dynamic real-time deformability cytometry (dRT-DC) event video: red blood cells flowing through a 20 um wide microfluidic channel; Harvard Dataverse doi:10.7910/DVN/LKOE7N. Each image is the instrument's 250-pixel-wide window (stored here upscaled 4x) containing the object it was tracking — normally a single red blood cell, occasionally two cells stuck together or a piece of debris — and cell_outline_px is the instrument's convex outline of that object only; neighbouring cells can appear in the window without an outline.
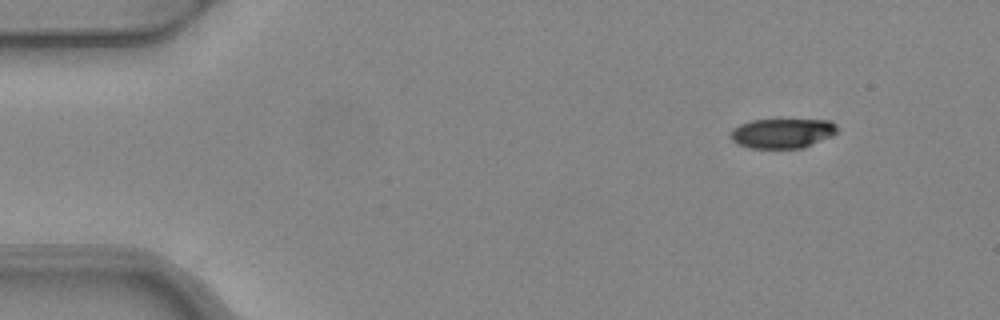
{"species": "common noctule bat (a hibernating species)", "species_latin": "Nyctalus noctula", "temperature_condition": "warm", "stored_images_in_passage": 3, "camera_frame_rate_fps": 3000, "um_per_image_px": 0.085, "animal": {"sex": "female", "body_mass_g": 24.6, "forearm_length_mm": 56.2}, "frame": {"image": 1, "passage_image": 1, "time_ms": 0.0, "image_size_px": [1000, 320], "cell_outline_px": [[836, 132], [832, 136], [804, 148], [748, 148], [736, 144], [728, 136], [728, 132], [732, 128], [740, 124], [752, 120], [832, 120], [836, 124]], "centroid_in_image_um": [66.45, 11.33], "position_along_channel_um": 18.6, "area_um2": 18.73}}
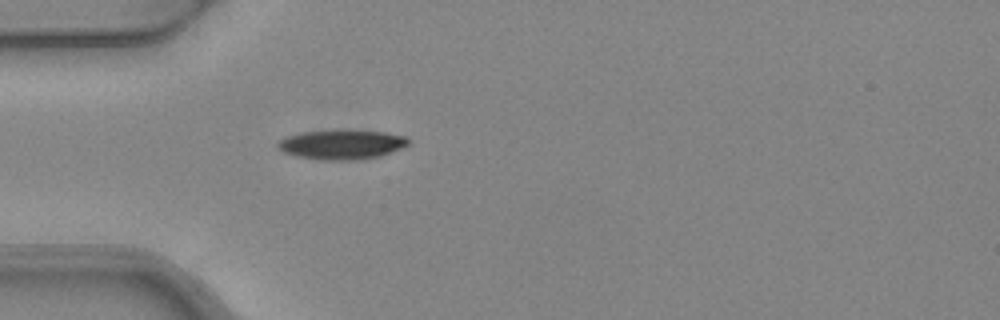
{"frame": {"image": 2, "passage_image": 3, "time_ms": 0.667, "image_size_px": [1000, 320], "cell_outline_px": [[408, 144], [404, 148], [380, 156], [352, 160], [324, 160], [296, 156], [284, 152], [276, 148], [276, 144], [280, 140], [288, 136], [300, 132], [344, 128], [384, 132], [404, 136], [408, 140]], "centroid_in_image_um": [29.03, 12.26], "position_along_channel_um": 56.0, "area_um2": 22.95}}